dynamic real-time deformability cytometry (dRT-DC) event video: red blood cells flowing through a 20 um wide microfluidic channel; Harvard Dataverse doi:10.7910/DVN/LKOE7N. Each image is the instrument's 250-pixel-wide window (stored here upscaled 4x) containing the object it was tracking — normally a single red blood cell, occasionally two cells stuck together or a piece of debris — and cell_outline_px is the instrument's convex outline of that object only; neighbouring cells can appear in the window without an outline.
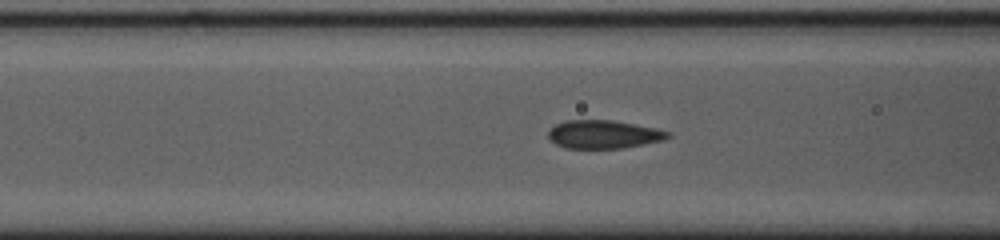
{"species": "common noctule bat (a hibernating species)", "species_latin": "Nyctalus noctula", "temperature_condition": "cold", "stored_images_in_passage": 11, "camera_frame_rate_fps": 3000, "um_per_image_px": 0.085, "animal": {"sex": "female", "body_mass_g": 23.0, "forearm_length_mm": 53.4}, "frame": {"image": 1, "passage_image": 5, "time_ms": 1.333, "image_size_px": [1000, 240], "cell_outline_px": [[672, 136], [664, 140], [624, 148], [564, 148], [556, 144], [548, 136], [548, 132], [556, 124], [564, 120], [612, 120], [656, 128], [672, 132]], "centroid_in_image_um": [51.34, 11.42], "position_along_channel_um": 115.3, "area_um2": 19.77}}
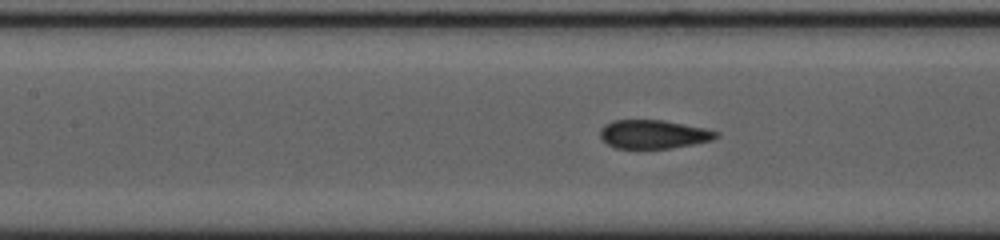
{"frame": {"image": 2, "passage_image": 8, "time_ms": 2.333, "image_size_px": [1000, 240], "cell_outline_px": [[720, 136], [712, 140], [692, 144], [668, 148], [616, 148], [608, 144], [600, 136], [600, 128], [604, 124], [612, 120], [664, 120], [704, 128], [720, 132]], "centroid_in_image_um": [55.54, 11.4], "position_along_channel_um": 151.9, "area_um2": 19.31}}